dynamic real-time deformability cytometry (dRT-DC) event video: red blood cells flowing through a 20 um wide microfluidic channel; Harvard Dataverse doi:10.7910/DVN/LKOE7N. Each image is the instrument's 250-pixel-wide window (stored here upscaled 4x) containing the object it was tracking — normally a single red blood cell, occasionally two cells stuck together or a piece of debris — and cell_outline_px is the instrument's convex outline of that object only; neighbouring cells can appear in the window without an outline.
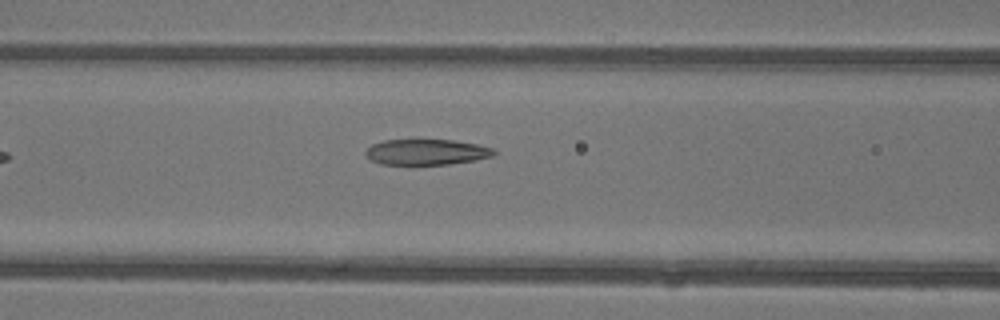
{"species": "common noctule bat (a hibernating species)", "species_latin": "Nyctalus noctula", "temperature_condition": "warm", "stored_images_in_passage": 6, "camera_frame_rate_fps": 3000, "um_per_image_px": 0.085, "animal": {"sex": "female"}, "frame": {"image": 1, "passage_image": 6, "time_ms": 1.667, "image_size_px": [1000, 320], "cell_outline_px": [[496, 152], [492, 156], [472, 160], [448, 164], [380, 164], [372, 160], [364, 152], [372, 144], [384, 140], [416, 136], [452, 140], [476, 144], [492, 148]], "centroid_in_image_um": [36.19, 12.86], "position_along_channel_um": 130.4, "area_um2": 19.83}}